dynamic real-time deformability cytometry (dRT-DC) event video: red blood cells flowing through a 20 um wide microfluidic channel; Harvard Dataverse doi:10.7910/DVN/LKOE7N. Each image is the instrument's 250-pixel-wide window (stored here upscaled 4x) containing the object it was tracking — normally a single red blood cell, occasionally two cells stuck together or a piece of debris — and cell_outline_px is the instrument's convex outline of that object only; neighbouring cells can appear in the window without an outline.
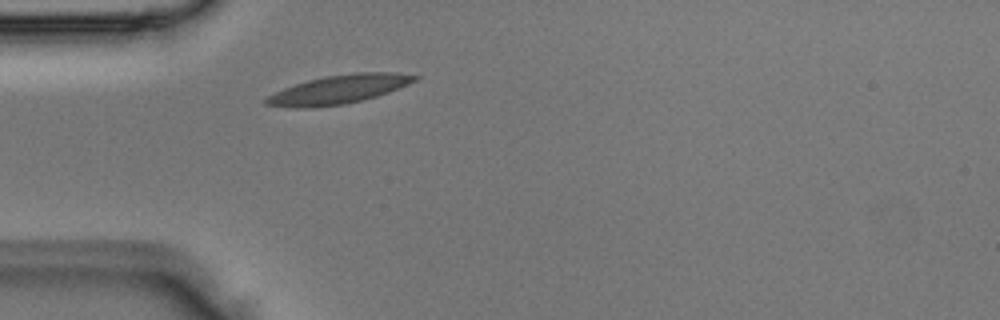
{"species": "Egyptian fruit bat (a non-hibernating species)", "species_latin": "Rousettus aegyptiacus", "temperature_condition": "room temperature", "stored_images_in_passage": 1, "camera_frame_rate_fps": 3000, "um_per_image_px": 0.085, "animal": {"sex": "male"}, "frame": {"image": 1, "passage_image": 1, "time_ms": 0.0, "image_size_px": [1000, 320], "cell_outline_px": [[420, 76], [416, 80], [408, 84], [388, 92], [376, 96], [344, 104], [308, 108], [292, 108], [264, 104], [264, 100], [268, 96], [284, 88], [308, 80], [324, 76], [356, 72], [396, 72]], "centroid_in_image_um": [28.79, 7.59], "position_along_channel_um": 56.2, "area_um2": 24.68}}